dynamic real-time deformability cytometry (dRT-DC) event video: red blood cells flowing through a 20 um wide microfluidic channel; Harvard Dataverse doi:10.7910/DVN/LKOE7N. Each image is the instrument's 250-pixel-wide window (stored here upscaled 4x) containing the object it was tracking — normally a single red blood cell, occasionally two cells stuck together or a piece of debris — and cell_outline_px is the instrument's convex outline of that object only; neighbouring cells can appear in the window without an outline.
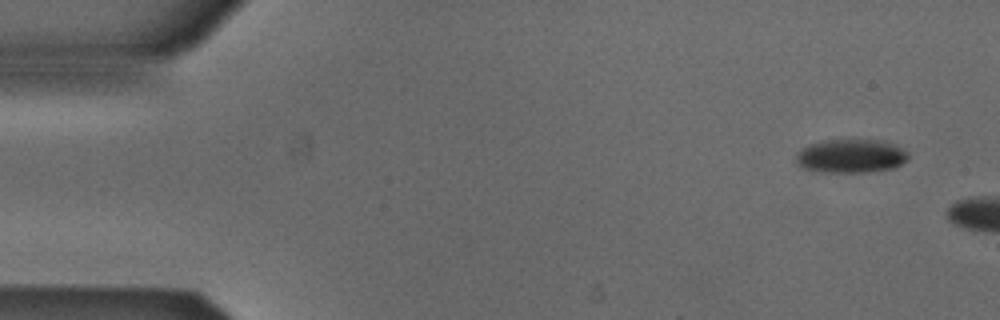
{"species": "Egyptian fruit bat (a non-hibernating species)", "species_latin": "Rousettus aegyptiacus", "temperature_condition": "cold", "stored_images_in_passage": 3, "camera_frame_rate_fps": 3000, "um_per_image_px": 0.085, "animal": {"sex": "male"}, "frame": {"image": 1, "passage_image": 1, "time_ms": 0.0, "image_size_px": [1000, 320], "cell_outline_px": [[908, 160], [892, 168], [872, 172], [820, 172], [800, 168], [796, 164], [796, 156], [804, 148], [812, 144], [828, 140], [880, 140], [892, 144], [908, 152]], "centroid_in_image_um": [72.32, 13.29], "position_along_channel_um": 12.7, "area_um2": 21.85}}